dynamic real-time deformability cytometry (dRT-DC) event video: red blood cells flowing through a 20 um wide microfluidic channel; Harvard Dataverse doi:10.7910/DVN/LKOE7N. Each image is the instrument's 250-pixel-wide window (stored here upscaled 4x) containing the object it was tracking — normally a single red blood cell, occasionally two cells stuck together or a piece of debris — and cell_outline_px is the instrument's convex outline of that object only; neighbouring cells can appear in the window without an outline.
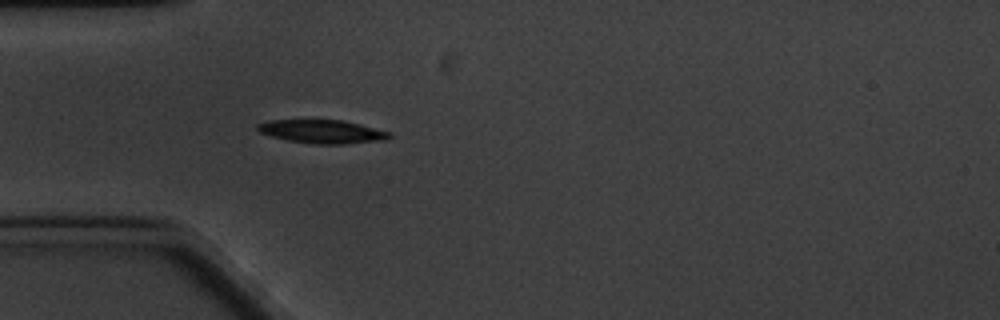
{"species": "common noctule bat (a hibernating species)", "species_latin": "Nyctalus noctula", "temperature_condition": "cold", "stored_images_in_passage": 5, "camera_frame_rate_fps": 3000, "um_per_image_px": 0.085, "animal": {"sex": "male", "body_mass_g": 20.1, "forearm_length_mm": 53.5}, "frame": {"image": 1, "passage_image": 5, "time_ms": 4.667, "image_size_px": [1000, 320], "cell_outline_px": [[392, 136], [388, 140], [344, 144], [316, 144], [288, 140], [272, 136], [260, 132], [256, 128], [256, 124], [272, 120], [344, 120], [392, 132]], "centroid_in_image_um": [27.46, 11.18], "position_along_channel_um": 57.5, "area_um2": 18.09}}